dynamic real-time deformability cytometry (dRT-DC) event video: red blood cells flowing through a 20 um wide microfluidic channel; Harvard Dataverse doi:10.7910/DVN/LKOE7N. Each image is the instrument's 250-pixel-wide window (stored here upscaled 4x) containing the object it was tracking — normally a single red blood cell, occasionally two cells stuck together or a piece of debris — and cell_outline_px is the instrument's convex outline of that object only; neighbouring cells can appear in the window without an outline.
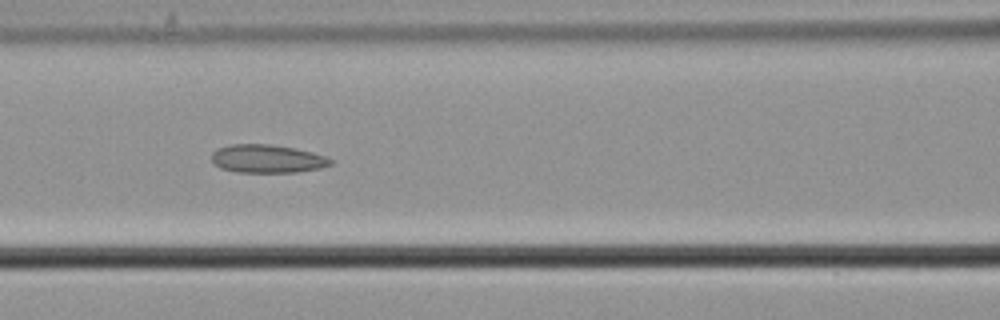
{"species": "common noctule bat (a hibernating species)", "species_latin": "Nyctalus noctula", "temperature_condition": "cold", "stored_images_in_passage": 10, "camera_frame_rate_fps": 3000, "um_per_image_px": 0.085, "animal": {"sex": "male", "body_mass_g": 21.5, "forearm_length_mm": 52.0}, "frame": {"image": 1, "passage_image": 7, "time_ms": 2.0, "image_size_px": [1000, 320], "cell_outline_px": [[332, 164], [320, 168], [296, 172], [236, 172], [220, 168], [212, 160], [212, 152], [220, 148], [232, 144], [268, 144], [296, 148], [312, 152], [324, 156], [332, 160]], "centroid_in_image_um": [22.72, 13.49], "position_along_channel_um": 143.9, "area_um2": 19.42}}
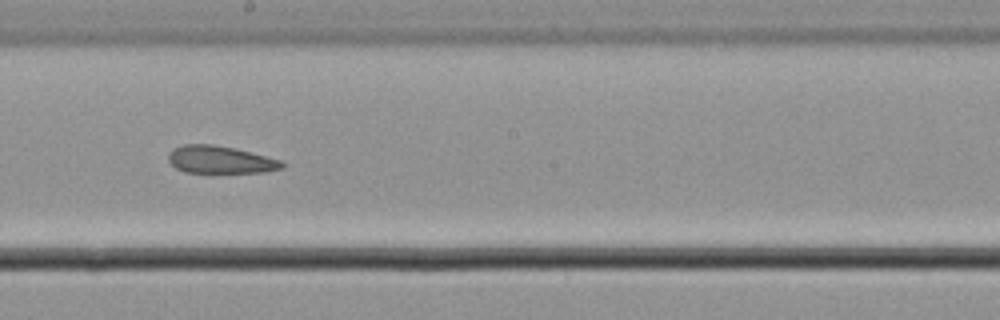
{"frame": {"image": 2, "passage_image": 9, "time_ms": 2.667, "image_size_px": [1000, 320], "cell_outline_px": [[284, 168], [264, 172], [184, 172], [176, 168], [168, 160], [168, 152], [172, 148], [184, 144], [212, 144], [236, 148], [280, 160], [284, 164]], "centroid_in_image_um": [18.69, 13.56], "position_along_channel_um": 229.5, "area_um2": 18.21}}
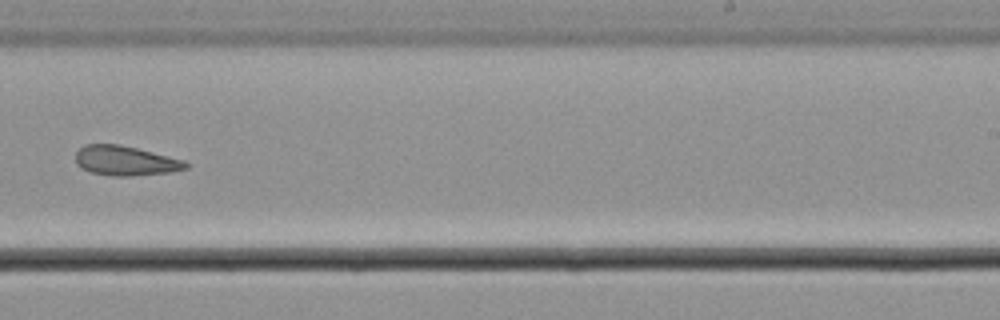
{"frame": {"image": 3, "passage_image": 10, "time_ms": 3.0, "image_size_px": [1000, 320], "cell_outline_px": [[188, 168], [168, 172], [132, 176], [112, 176], [92, 172], [76, 164], [76, 152], [84, 144], [120, 144], [184, 160], [188, 164]], "centroid_in_image_um": [10.65, 13.66], "position_along_channel_um": 278.4, "area_um2": 18.84}}